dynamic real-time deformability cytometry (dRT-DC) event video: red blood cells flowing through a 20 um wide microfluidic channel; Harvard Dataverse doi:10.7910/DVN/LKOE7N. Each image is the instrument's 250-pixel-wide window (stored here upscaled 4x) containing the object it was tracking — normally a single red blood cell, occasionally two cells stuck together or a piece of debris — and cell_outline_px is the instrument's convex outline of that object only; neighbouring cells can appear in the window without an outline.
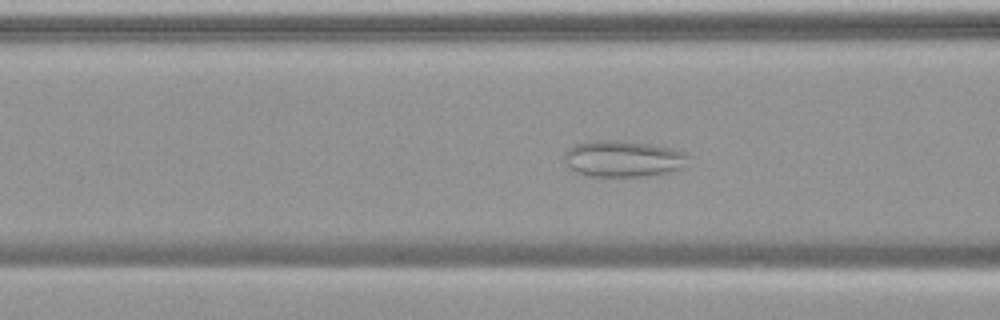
{"species": "common noctule bat (a hibernating species)", "species_latin": "Nyctalus noctula", "temperature_condition": "warm", "stored_images_in_passage": 48, "camera_frame_rate_fps": 3000, "um_per_image_px": 0.085, "animal": {"sex": "female", "body_mass_g": 19.9}, "frame": {"image": 1, "passage_image": 21, "time_ms": 6.667, "image_size_px": [1000, 320], "cell_outline_px": [[688, 156], [684, 168], [668, 172], [648, 176], [588, 176], [576, 172], [564, 160], [564, 152], [572, 144], [592, 140], [616, 140], [652, 144], [672, 148], [684, 152]], "centroid_in_image_um": [52.95, 13.48], "position_along_channel_um": 113.6, "area_um2": 26.41}}
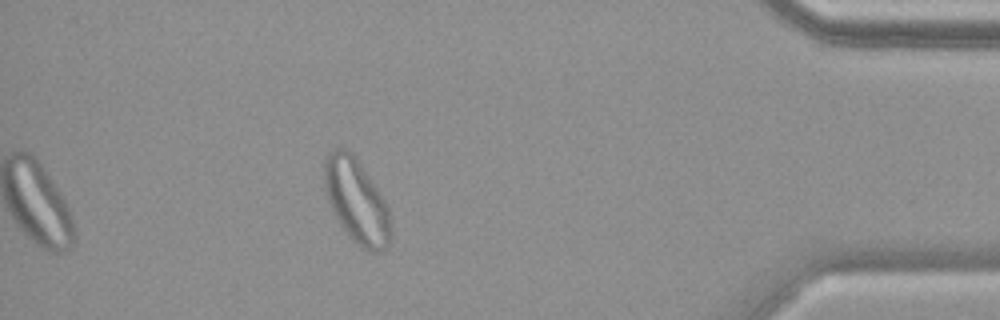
{"frame": {"image": 2, "passage_image": 48, "time_ms": 15.667, "image_size_px": [1000, 320], "cell_outline_px": [[392, 232], [388, 244], [380, 252], [368, 252], [356, 244], [348, 236], [340, 224], [328, 200], [324, 188], [324, 160], [328, 152], [332, 148], [344, 148], [352, 152], [356, 156], [384, 200], [388, 208]], "centroid_in_image_um": [30.29, 17.08], "position_along_channel_um": 404.9, "area_um2": 32.66}}